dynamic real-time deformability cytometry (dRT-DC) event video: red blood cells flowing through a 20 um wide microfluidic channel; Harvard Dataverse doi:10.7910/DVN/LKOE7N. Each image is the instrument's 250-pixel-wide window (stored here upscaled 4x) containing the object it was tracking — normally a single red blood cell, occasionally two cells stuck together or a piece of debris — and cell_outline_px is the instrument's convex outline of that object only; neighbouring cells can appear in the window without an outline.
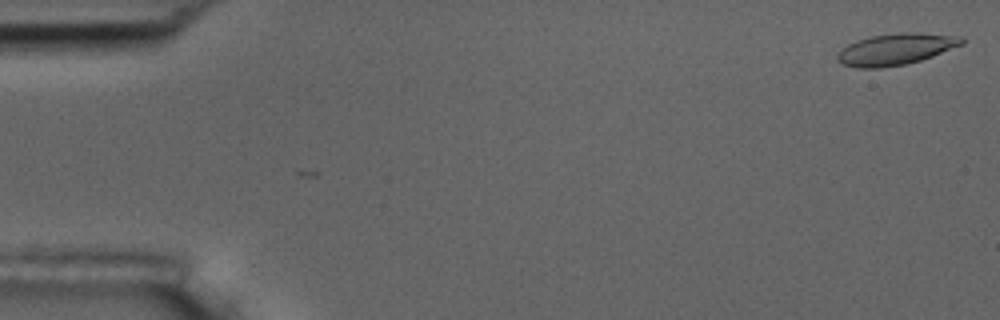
{"species": "common noctule bat (a hibernating species)", "species_latin": "Nyctalus noctula", "temperature_condition": "room temperature", "stored_images_in_passage": 5, "camera_frame_rate_fps": 3000, "um_per_image_px": 0.085, "animal": {"sex": "male", "body_mass_g": 17.5, "forearm_length_mm": 52.3}, "frame": {"image": 1, "passage_image": 1, "time_ms": 0.0, "image_size_px": [1000, 320], "cell_outline_px": [[964, 44], [932, 56], [920, 60], [904, 64], [880, 68], [856, 68], [844, 64], [836, 60], [836, 56], [848, 44], [856, 40], [872, 36], [900, 32], [912, 32], [964, 36]], "centroid_in_image_um": [76.16, 4.17], "position_along_channel_um": 8.8, "area_um2": 22.72}}
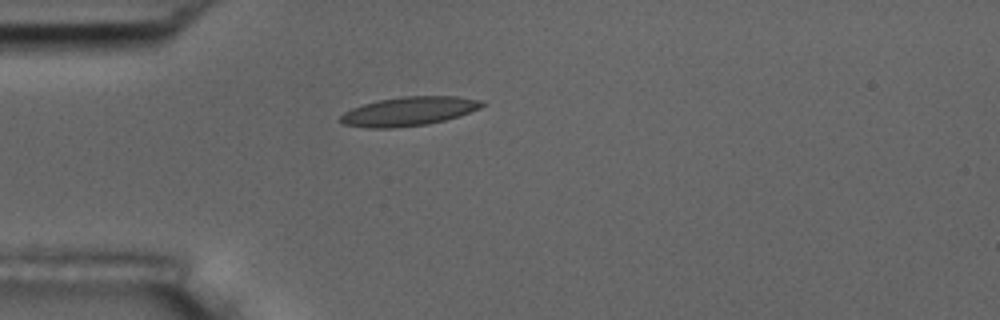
{"frame": {"image": 2, "passage_image": 5, "time_ms": 4.667, "image_size_px": [1000, 320], "cell_outline_px": [[484, 104], [480, 108], [460, 116], [428, 124], [392, 128], [364, 128], [344, 124], [336, 120], [344, 112], [352, 108], [364, 104], [380, 100], [400, 96], [456, 96], [484, 100]], "centroid_in_image_um": [34.74, 9.46], "position_along_channel_um": 50.3, "area_um2": 24.04}}